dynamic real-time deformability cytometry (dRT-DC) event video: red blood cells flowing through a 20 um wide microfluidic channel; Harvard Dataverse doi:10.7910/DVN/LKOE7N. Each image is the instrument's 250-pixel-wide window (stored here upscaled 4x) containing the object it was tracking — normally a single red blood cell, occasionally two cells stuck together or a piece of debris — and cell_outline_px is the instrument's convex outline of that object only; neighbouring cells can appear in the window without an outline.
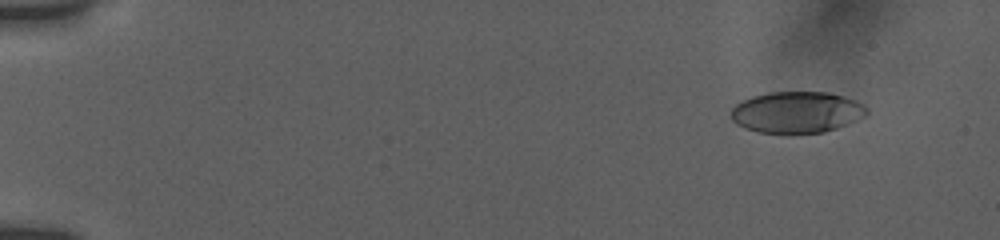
{"species": "human", "species_latin": "Homo sapiens", "temperature_condition": "room temperature", "stored_images_in_passage": 7, "camera_frame_rate_fps": 3000, "um_per_image_px": 0.085, "donor": {"sex": "female"}, "frame": {"image": 1, "passage_image": 2, "time_ms": 1.0, "image_size_px": [1000, 240], "cell_outline_px": [[868, 112], [864, 116], [856, 120], [836, 128], [824, 132], [760, 132], [744, 128], [736, 124], [732, 120], [732, 108], [736, 104], [752, 96], [772, 92], [828, 92], [844, 96], [856, 100], [864, 104], [868, 108]], "centroid_in_image_um": [67.75, 9.52], "position_along_channel_um": 17.3, "area_um2": 32.43}}
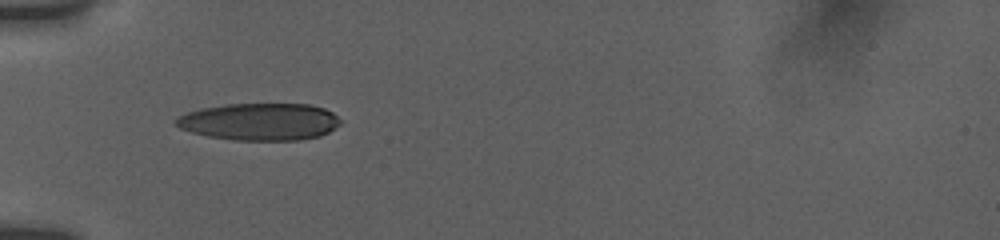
{"frame": {"image": 2, "passage_image": 6, "time_ms": 5.667, "image_size_px": [1000, 240], "cell_outline_px": [[340, 124], [328, 132], [320, 136], [300, 140], [232, 140], [208, 136], [192, 132], [180, 128], [172, 120], [176, 116], [200, 108], [224, 104], [308, 104], [324, 108], [332, 112], [340, 120]], "centroid_in_image_um": [22.04, 10.34], "position_along_channel_um": 63.0, "area_um2": 35.78}}
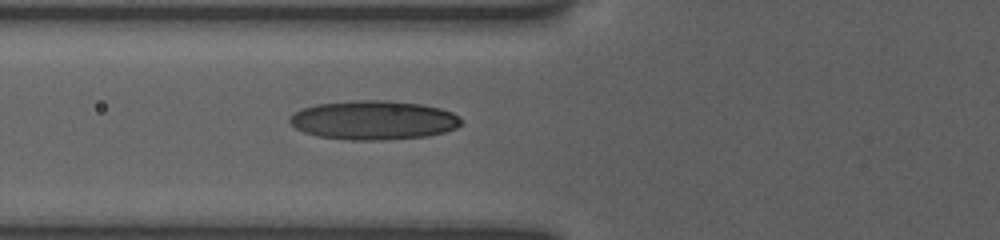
{"frame": {"image": 3, "passage_image": 7, "time_ms": 6.667, "image_size_px": [1000, 240], "cell_outline_px": [[460, 124], [456, 128], [444, 132], [428, 136], [384, 140], [348, 140], [320, 136], [304, 132], [296, 128], [288, 120], [296, 112], [304, 108], [316, 104], [352, 100], [388, 100], [420, 104], [440, 108], [452, 112], [460, 116]], "centroid_in_image_um": [31.78, 10.21], "position_along_channel_um": 94.0, "area_um2": 38.96}}